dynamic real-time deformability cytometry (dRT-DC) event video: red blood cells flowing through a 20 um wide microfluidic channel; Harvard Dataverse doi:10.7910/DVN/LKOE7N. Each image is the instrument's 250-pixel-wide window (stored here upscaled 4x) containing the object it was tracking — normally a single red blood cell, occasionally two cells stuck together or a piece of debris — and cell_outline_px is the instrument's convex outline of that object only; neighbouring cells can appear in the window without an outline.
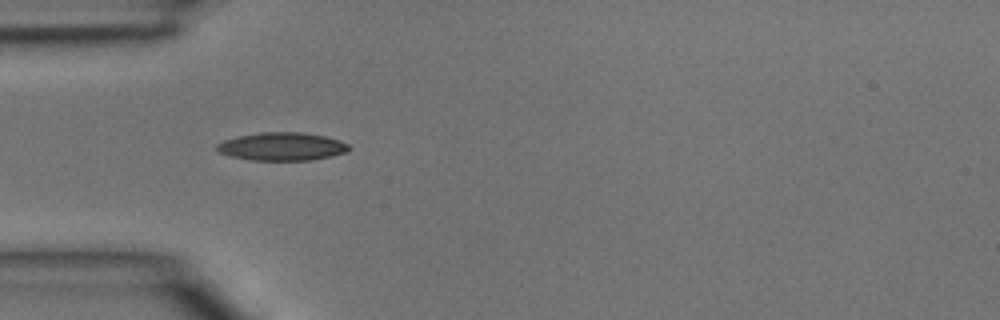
{"species": "common noctule bat (a hibernating species)", "species_latin": "Nyctalus noctula", "temperature_condition": "room temperature", "stored_images_in_passage": 38, "camera_frame_rate_fps": 3000, "um_per_image_px": 0.085, "animal": {"sex": "male", "body_mass_g": 15.6}, "frame": {"image": 1, "passage_image": 6, "time_ms": 1.667, "image_size_px": [1000, 320], "cell_outline_px": [[352, 148], [348, 152], [332, 156], [312, 160], [252, 160], [232, 156], [216, 152], [216, 144], [224, 140], [236, 136], [260, 132], [304, 132], [324, 136], [340, 140], [348, 144]], "centroid_in_image_um": [23.98, 12.45], "position_along_channel_um": 61.0, "area_um2": 21.85}}